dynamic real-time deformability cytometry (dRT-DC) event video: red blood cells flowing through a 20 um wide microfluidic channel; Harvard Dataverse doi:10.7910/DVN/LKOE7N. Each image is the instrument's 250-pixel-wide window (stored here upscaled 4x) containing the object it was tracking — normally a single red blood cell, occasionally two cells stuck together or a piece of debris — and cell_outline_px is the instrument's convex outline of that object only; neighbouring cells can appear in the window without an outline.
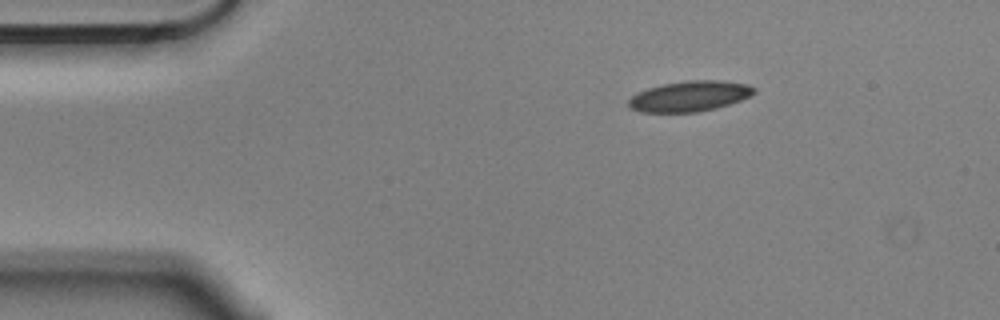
{"species": "Egyptian fruit bat (a non-hibernating species)", "species_latin": "Rousettus aegyptiacus", "temperature_condition": "cold", "stored_images_in_passage": 4, "segment_of_instrument_passage": [1, 2], "camera_frame_rate_fps": 3000, "um_per_image_px": 0.085, "animal": {"sex": "male"}, "frame": {"image": 1, "passage_image": 1, "time_ms": 0.0, "image_size_px": [1000, 320], "cell_outline_px": [[756, 92], [740, 100], [716, 108], [696, 112], [640, 112], [628, 108], [628, 100], [636, 92], [648, 88], [664, 84], [688, 80], [720, 80], [748, 84], [756, 88]], "centroid_in_image_um": [58.59, 8.17], "position_along_channel_um": 26.4, "area_um2": 22.31}}